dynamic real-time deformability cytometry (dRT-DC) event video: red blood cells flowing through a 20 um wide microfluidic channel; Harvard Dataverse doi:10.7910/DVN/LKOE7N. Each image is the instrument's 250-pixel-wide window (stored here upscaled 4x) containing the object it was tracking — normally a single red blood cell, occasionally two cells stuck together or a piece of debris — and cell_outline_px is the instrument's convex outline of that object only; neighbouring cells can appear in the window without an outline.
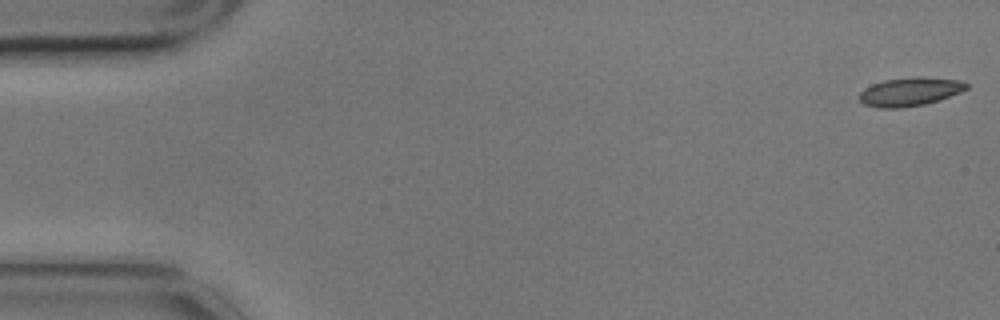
{"species": "common noctule bat (a hibernating species)", "species_latin": "Nyctalus noctula", "temperature_condition": "cold", "stored_images_in_passage": 4, "camera_frame_rate_fps": 3000, "um_per_image_px": 0.085, "animal": {"sex": "male", "body_mass_g": 17.9}, "frame": {"image": 1, "passage_image": 1, "time_ms": 0.0, "image_size_px": [1000, 320], "cell_outline_px": [[968, 88], [960, 92], [924, 104], [904, 108], [880, 108], [864, 104], [860, 100], [860, 92], [864, 88], [872, 84], [884, 80], [920, 76], [960, 80], [968, 84]], "centroid_in_image_um": [77.32, 7.79], "position_along_channel_um": 7.7, "area_um2": 17.69}}
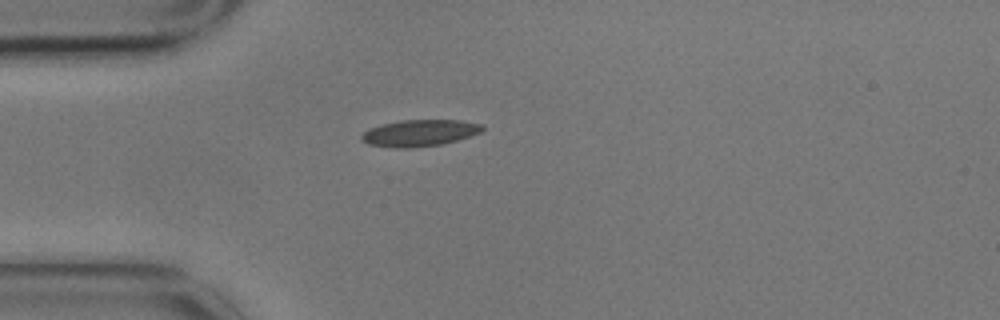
{"frame": {"image": 2, "passage_image": 4, "time_ms": 1.0, "image_size_px": [1000, 320], "cell_outline_px": [[484, 128], [480, 132], [472, 136], [444, 144], [412, 148], [396, 148], [368, 144], [360, 140], [360, 136], [368, 128], [384, 124], [404, 120], [460, 120], [484, 124]], "centroid_in_image_um": [35.69, 11.31], "position_along_channel_um": 49.3, "area_um2": 18.9}}